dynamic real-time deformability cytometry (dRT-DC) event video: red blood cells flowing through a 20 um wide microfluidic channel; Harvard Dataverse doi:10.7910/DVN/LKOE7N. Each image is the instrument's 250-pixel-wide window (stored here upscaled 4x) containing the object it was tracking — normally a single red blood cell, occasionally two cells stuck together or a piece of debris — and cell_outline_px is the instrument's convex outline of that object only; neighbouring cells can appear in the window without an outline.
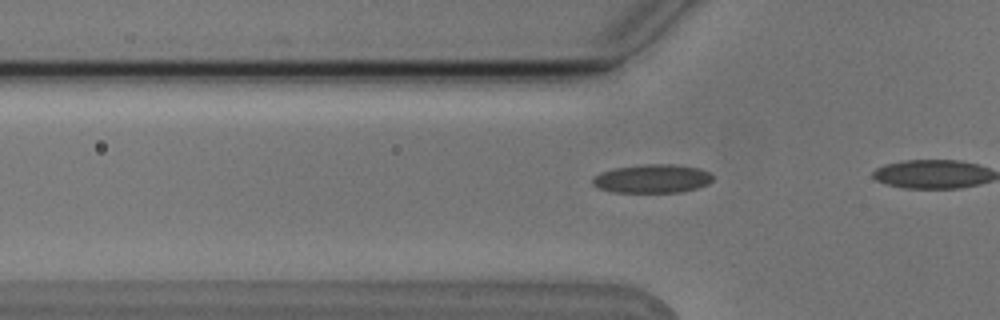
{"species": "Egyptian fruit bat (a non-hibernating species)", "species_latin": "Rousettus aegyptiacus", "temperature_condition": "cold", "stored_images_in_passage": 10, "camera_frame_rate_fps": 3000, "um_per_image_px": 0.085, "animal": {"sex": "male"}, "frame": {"image": 1, "passage_image": 5, "time_ms": 1.333, "image_size_px": [1000, 320], "cell_outline_px": [[712, 180], [708, 184], [696, 188], [680, 192], [612, 192], [600, 188], [592, 184], [592, 176], [600, 172], [612, 168], [644, 164], [672, 164], [700, 168], [708, 172], [712, 176]], "centroid_in_image_um": [55.4, 15.18], "position_along_channel_um": 70.4, "area_um2": 20.11}}
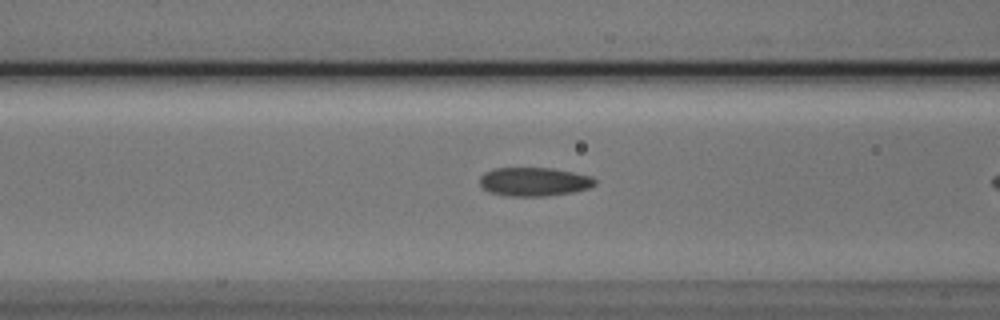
{"frame": {"image": 2, "passage_image": 9, "time_ms": 2.667, "image_size_px": [1000, 320], "cell_outline_px": [[596, 184], [588, 188], [572, 192], [548, 196], [508, 196], [488, 192], [480, 184], [480, 176], [484, 172], [496, 168], [552, 168], [592, 176], [596, 180]], "centroid_in_image_um": [45.39, 15.45], "position_along_channel_um": 121.2, "area_um2": 19.31}}